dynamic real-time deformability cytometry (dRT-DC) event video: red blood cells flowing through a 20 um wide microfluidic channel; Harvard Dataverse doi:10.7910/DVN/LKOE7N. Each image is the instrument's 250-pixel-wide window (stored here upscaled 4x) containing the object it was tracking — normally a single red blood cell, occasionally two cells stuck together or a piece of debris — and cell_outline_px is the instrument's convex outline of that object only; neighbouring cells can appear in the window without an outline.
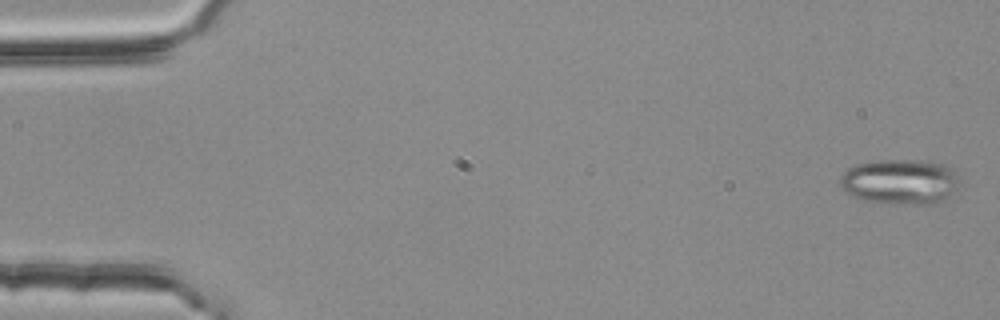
{"species": "common noctule bat (a hibernating species)", "species_latin": "Nyctalus noctula", "temperature_condition": "room temperature", "stored_images_in_passage": 4, "camera_frame_rate_fps": 3000, "um_per_image_px": 0.085, "animal": {"sex": "female", "body_mass_g": 25.1}, "frame": {"image": 1, "passage_image": 1, "time_ms": 0.0, "image_size_px": [1000, 320], "cell_outline_px": [[956, 172], [952, 192], [940, 204], [916, 204], [864, 200], [852, 196], [840, 188], [840, 176], [848, 168], [856, 164], [876, 160], [928, 160], [944, 164], [952, 168]], "centroid_in_image_um": [76.46, 15.42], "position_along_channel_um": 8.5, "area_um2": 31.21}}
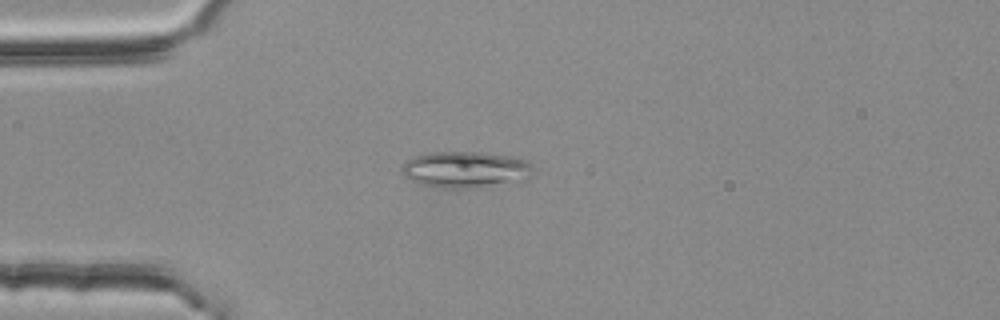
{"frame": {"image": 2, "passage_image": 3, "time_ms": 0.667, "image_size_px": [1000, 320], "cell_outline_px": [[532, 176], [528, 180], [468, 188], [432, 188], [420, 184], [404, 176], [400, 172], [400, 168], [408, 160], [416, 156], [432, 152], [484, 152], [516, 156], [524, 160], [532, 168]], "centroid_in_image_um": [39.57, 14.41], "position_along_channel_um": 45.4, "area_um2": 28.03}}